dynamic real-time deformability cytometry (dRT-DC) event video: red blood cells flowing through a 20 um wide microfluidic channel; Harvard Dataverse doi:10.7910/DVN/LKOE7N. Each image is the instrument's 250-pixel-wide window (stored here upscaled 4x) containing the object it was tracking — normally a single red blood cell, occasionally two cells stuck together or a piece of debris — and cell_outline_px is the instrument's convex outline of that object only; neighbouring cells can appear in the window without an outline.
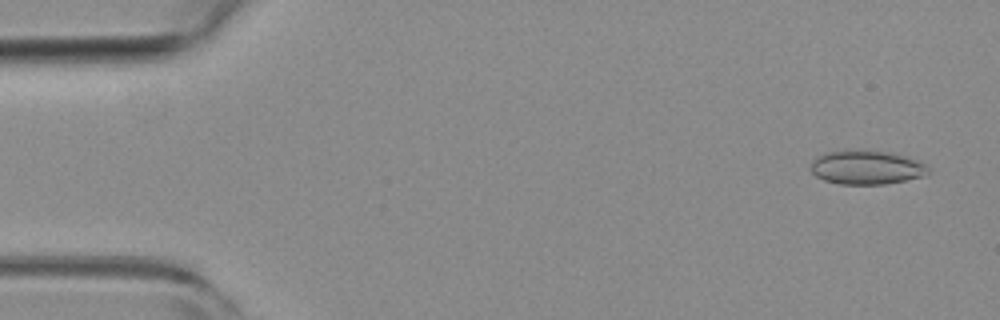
{"species": "common noctule bat (a hibernating species)", "species_latin": "Nyctalus noctula", "temperature_condition": "room temperature", "stored_images_in_passage": 23, "camera_frame_rate_fps": 3000, "um_per_image_px": 0.085, "animal": {"sex": "female", "body_mass_g": 19.3, "forearm_length_mm": 54.1}, "frame": {"image": 1, "passage_image": 3, "time_ms": 0.667, "image_size_px": [1000, 320], "cell_outline_px": [[932, 172], [920, 176], [904, 180], [884, 184], [840, 184], [824, 180], [816, 176], [808, 168], [812, 160], [816, 156], [824, 152], [844, 148], [856, 148], [896, 152], [916, 160], [924, 164]], "centroid_in_image_um": [73.58, 14.17], "position_along_channel_um": 11.4, "area_um2": 24.04}}
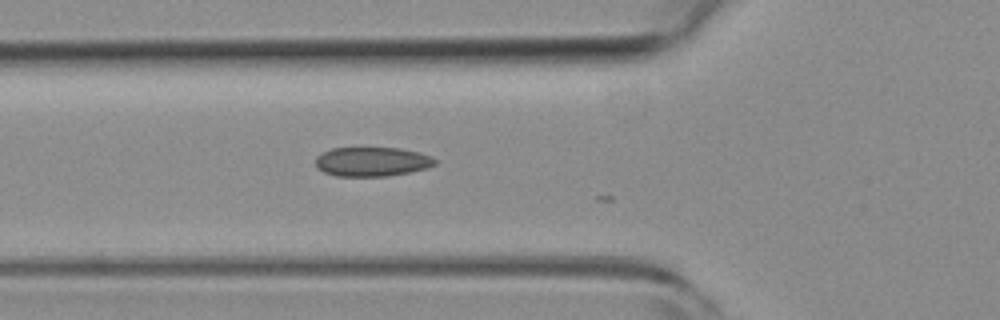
{"frame": {"image": 2, "passage_image": 19, "time_ms": 6.0, "image_size_px": [1000, 320], "cell_outline_px": [[436, 164], [428, 168], [388, 176], [336, 176], [324, 172], [316, 168], [316, 156], [320, 152], [332, 148], [400, 148], [432, 156], [436, 160]], "centroid_in_image_um": [31.59, 13.74], "position_along_channel_um": 94.2, "area_um2": 20.46}}
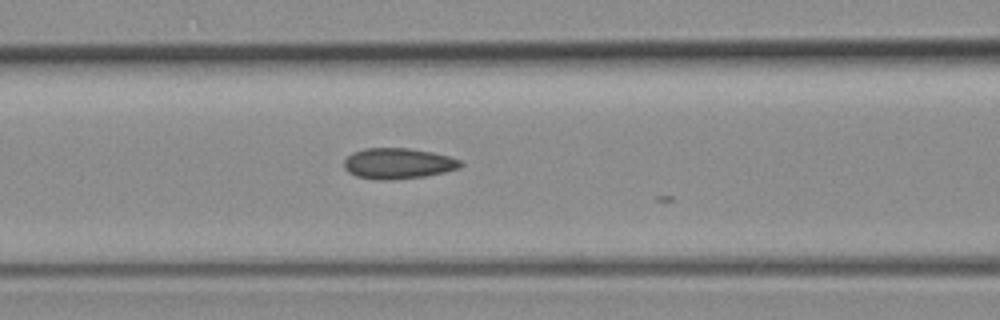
{"frame": {"image": 3, "passage_image": 22, "time_ms": 7.0, "image_size_px": [1000, 320], "cell_outline_px": [[464, 164], [460, 168], [444, 172], [424, 176], [392, 180], [376, 180], [356, 176], [348, 172], [344, 168], [344, 160], [352, 152], [364, 148], [408, 148], [432, 152], [448, 156], [460, 160]], "centroid_in_image_um": [33.82, 13.9], "position_along_channel_um": 132.8, "area_um2": 20.98}}